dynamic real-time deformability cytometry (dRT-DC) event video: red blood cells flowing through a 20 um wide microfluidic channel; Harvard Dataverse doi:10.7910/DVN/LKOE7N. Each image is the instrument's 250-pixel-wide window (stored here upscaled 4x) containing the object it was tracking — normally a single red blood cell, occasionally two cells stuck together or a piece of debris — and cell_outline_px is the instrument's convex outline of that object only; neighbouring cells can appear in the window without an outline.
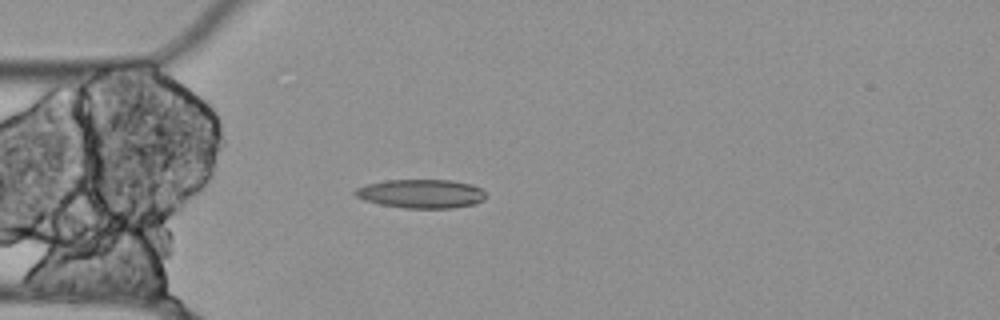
{"species": "Egyptian fruit bat (a non-hibernating species)", "species_latin": "Rousettus aegyptiacus", "temperature_condition": "cold", "stored_images_in_passage": 13, "segment_of_instrument_passage": [1, 2], "camera_frame_rate_fps": 3000, "um_per_image_px": 0.085, "animal": {"sex": "female"}, "frame": {"image": 1, "passage_image": 1, "time_ms": 0.0, "image_size_px": [1000, 320], "cell_outline_px": [[488, 196], [484, 200], [476, 204], [452, 208], [404, 208], [380, 204], [364, 200], [356, 196], [352, 192], [356, 188], [364, 184], [384, 180], [452, 180], [472, 184], [480, 188]], "centroid_in_image_um": [35.8, 16.46], "position_along_channel_um": 49.2, "area_um2": 22.25}}
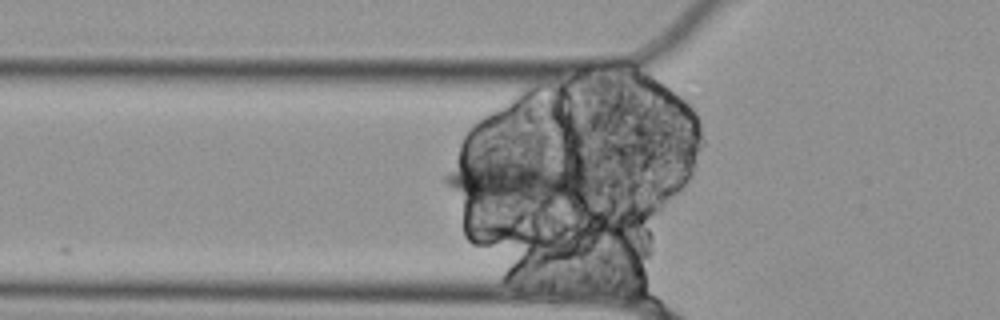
{"frame": {"image": 2, "passage_image": 4, "time_ms": 1.0, "image_size_px": [1000, 320], "cell_outline_px": [[592, 184], [580, 196], [548, 208], [476, 200], [456, 192], [448, 188], [444, 184], [444, 176], [456, 152], [460, 152], [504, 156], [564, 168], [584, 176]], "centroid_in_image_um": [43.58, 15.35], "position_along_channel_um": 82.2, "area_um2": 40.92}}